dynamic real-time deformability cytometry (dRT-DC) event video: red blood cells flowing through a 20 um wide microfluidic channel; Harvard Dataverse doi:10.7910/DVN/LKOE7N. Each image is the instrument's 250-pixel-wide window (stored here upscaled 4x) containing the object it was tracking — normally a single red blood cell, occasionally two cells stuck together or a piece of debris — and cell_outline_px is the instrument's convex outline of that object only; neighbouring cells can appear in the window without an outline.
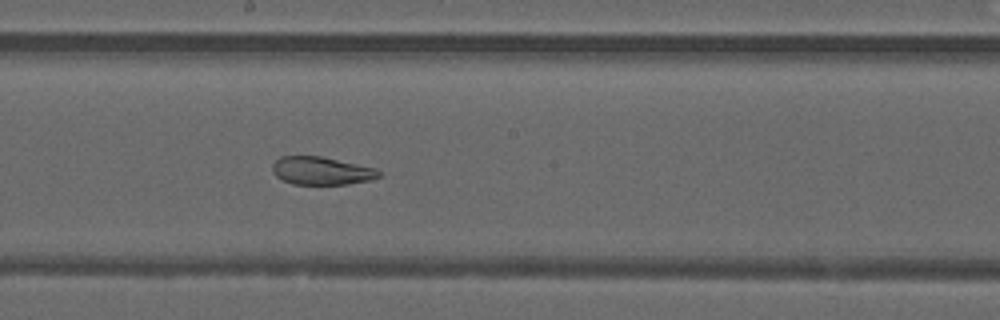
{"species": "common noctule bat (a hibernating species)", "species_latin": "Nyctalus noctula", "temperature_condition": "warm", "stored_images_in_passage": 48, "camera_frame_rate_fps": 3000, "um_per_image_px": 0.085, "animal": {"sex": "male", "forearm_length_mm": 52.5}, "frame": {"image": 1, "passage_image": 26, "time_ms": 8.333, "image_size_px": [1000, 320], "cell_outline_px": [[380, 176], [372, 180], [348, 184], [292, 184], [276, 176], [272, 172], [272, 164], [280, 156], [320, 156], [376, 168], [380, 172]], "centroid_in_image_um": [27.32, 14.52], "position_along_channel_um": 220.9, "area_um2": 17.34}}
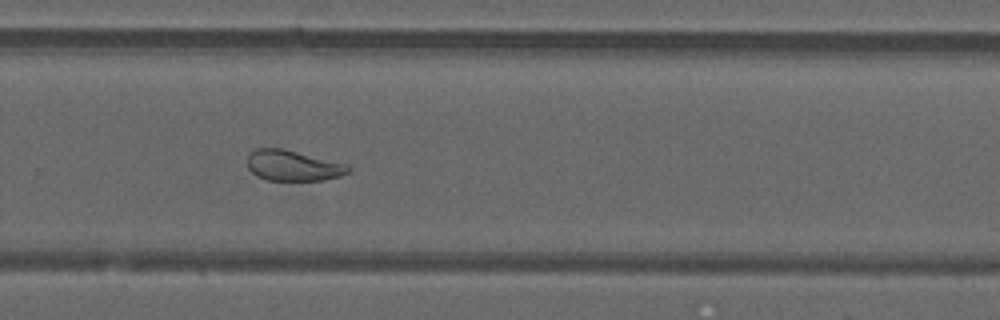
{"frame": {"image": 2, "passage_image": 32, "time_ms": 10.333, "image_size_px": [1000, 320], "cell_outline_px": [[352, 168], [348, 172], [340, 176], [324, 180], [264, 180], [256, 176], [248, 168], [248, 156], [256, 148], [284, 148], [344, 164]], "centroid_in_image_um": [24.87, 14.08], "position_along_channel_um": 304.9, "area_um2": 17.86}}
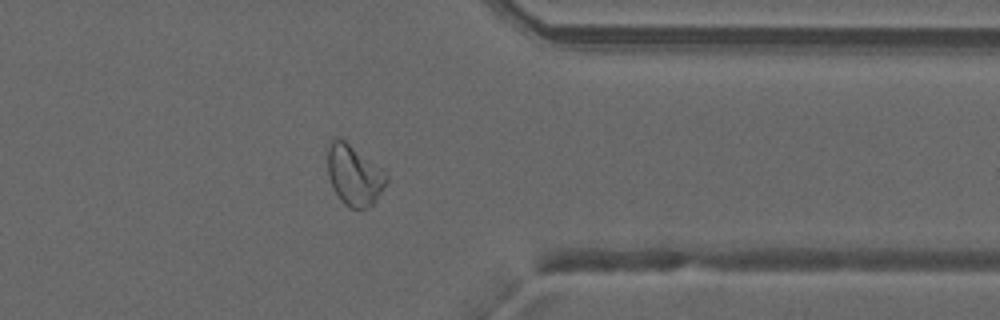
{"frame": {"image": 3, "passage_image": 38, "time_ms": 12.333, "image_size_px": [1000, 320], "cell_outline_px": [[388, 180], [376, 200], [368, 208], [348, 208], [340, 200], [332, 188], [328, 176], [328, 144], [336, 136], [340, 136], [388, 176]], "centroid_in_image_um": [30.05, 14.9], "position_along_channel_um": 381.3, "area_um2": 20.46}, "authors_computed_cell_mechanics": {"area_um2": 23.8136, "velocity_mm_per_s": 4.2196, "shape_relaxation_time_tau1_ms": null, "shape_relaxation_time_tau2_ms": 1.111, "deformation_change_tau1": null, "deformation_change_tau2": 0.0857}}